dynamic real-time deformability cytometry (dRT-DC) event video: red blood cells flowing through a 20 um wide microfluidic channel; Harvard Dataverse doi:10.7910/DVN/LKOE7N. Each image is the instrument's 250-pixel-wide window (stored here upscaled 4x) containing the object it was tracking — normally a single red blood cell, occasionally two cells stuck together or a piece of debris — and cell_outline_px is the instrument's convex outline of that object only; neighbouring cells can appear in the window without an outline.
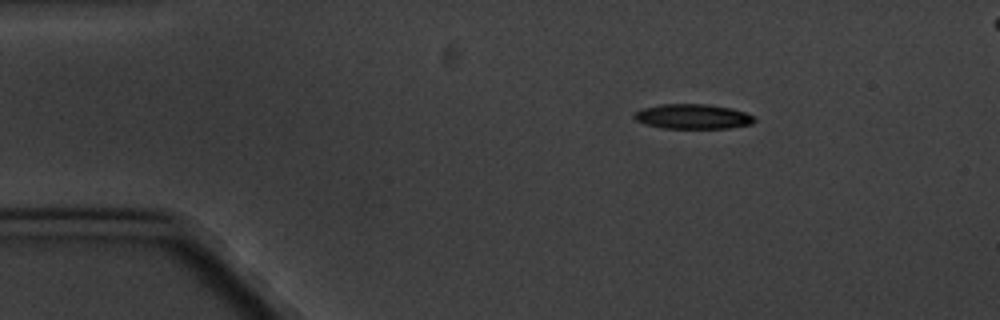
{"species": "common noctule bat (a hibernating species)", "species_latin": "Nyctalus noctula", "temperature_condition": "cold", "stored_images_in_passage": 4, "segment_of_instrument_passage": [1, 2], "camera_frame_rate_fps": 3000, "um_per_image_px": 0.085, "animal": {"sex": "male", "body_mass_g": 20.1, "forearm_length_mm": 53.5}, "frame": {"image": 1, "passage_image": 1, "time_ms": 0.0, "image_size_px": [1000, 320], "cell_outline_px": [[756, 120], [752, 124], [728, 128], [664, 128], [644, 124], [636, 120], [632, 116], [636, 112], [644, 108], [660, 104], [708, 104], [732, 108], [744, 112], [752, 116]], "centroid_in_image_um": [58.88, 9.9], "position_along_channel_um": 26.1, "area_um2": 17.34}}